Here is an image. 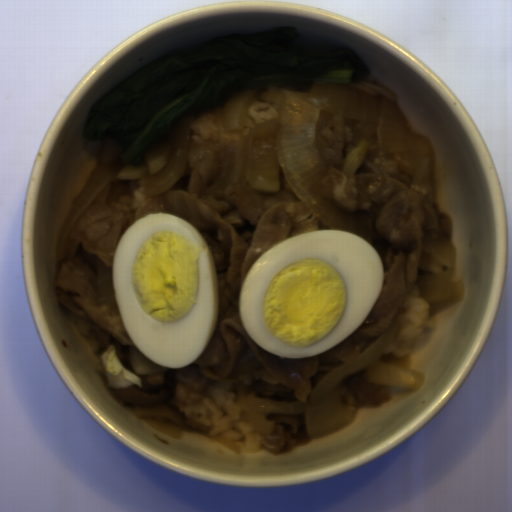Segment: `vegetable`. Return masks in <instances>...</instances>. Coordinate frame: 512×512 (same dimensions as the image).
Instances as JSON below:
<instances>
[{"label": "vegetable", "mask_w": 512, "mask_h": 512, "mask_svg": "<svg viewBox=\"0 0 512 512\" xmlns=\"http://www.w3.org/2000/svg\"><path fill=\"white\" fill-rule=\"evenodd\" d=\"M101 358L110 389H125L131 386H137L143 389L140 378L127 370L119 361L114 344H110L108 348L101 353Z\"/></svg>", "instance_id": "ea0f7189"}, {"label": "vegetable", "mask_w": 512, "mask_h": 512, "mask_svg": "<svg viewBox=\"0 0 512 512\" xmlns=\"http://www.w3.org/2000/svg\"><path fill=\"white\" fill-rule=\"evenodd\" d=\"M351 50L306 28L246 24L220 28L173 49L108 91L87 113L86 140L114 142L117 159L140 165L153 138L179 116L202 115L232 92L282 86L305 93L319 84L367 83Z\"/></svg>", "instance_id": "add77e79"}]
</instances>
